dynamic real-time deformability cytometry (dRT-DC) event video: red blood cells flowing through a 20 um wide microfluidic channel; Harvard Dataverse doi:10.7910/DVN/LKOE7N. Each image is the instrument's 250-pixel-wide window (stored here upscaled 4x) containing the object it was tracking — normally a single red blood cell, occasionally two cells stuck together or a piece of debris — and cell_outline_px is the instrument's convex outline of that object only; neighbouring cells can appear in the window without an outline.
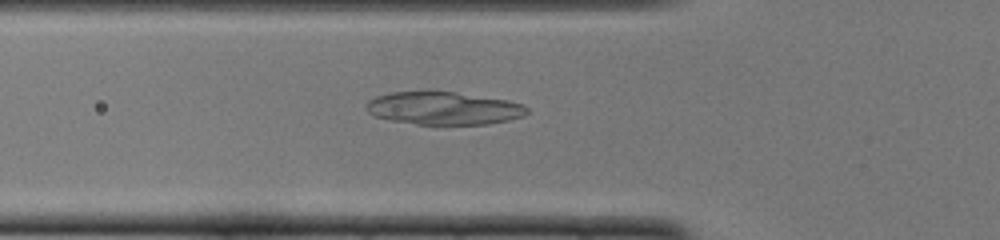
{"species": "common noctule bat (a hibernating species)", "species_latin": "Nyctalus noctula", "temperature_condition": "cold", "stored_images_in_passage": 40, "camera_frame_rate_fps": 3000, "um_per_image_px": 0.085, "animal": {"sex": "female", "body_mass_g": 22.0, "forearm_length_mm": 56.7}, "frame": {"image": 1, "passage_image": 7, "time_ms": 2.0, "image_size_px": [1000, 240], "cell_outline_px": [[528, 112], [524, 116], [508, 120], [488, 124], [416, 124], [392, 120], [376, 116], [368, 112], [364, 108], [364, 104], [368, 100], [376, 96], [392, 92], [456, 92], [508, 100], [524, 104], [528, 108]], "centroid_in_image_um": [37.71, 9.2], "position_along_channel_um": 88.1, "area_um2": 30.69}}
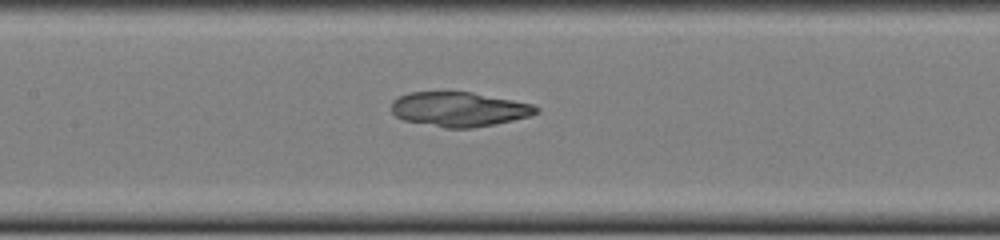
{"frame": {"image": 2, "passage_image": 13, "time_ms": 4.0, "image_size_px": [1000, 240], "cell_outline_px": [[540, 112], [528, 116], [496, 124], [472, 128], [444, 128], [404, 120], [396, 116], [392, 112], [392, 100], [408, 92], [472, 92], [532, 104], [540, 108]], "centroid_in_image_um": [39.02, 9.29], "position_along_channel_um": 168.4, "area_um2": 29.07}}
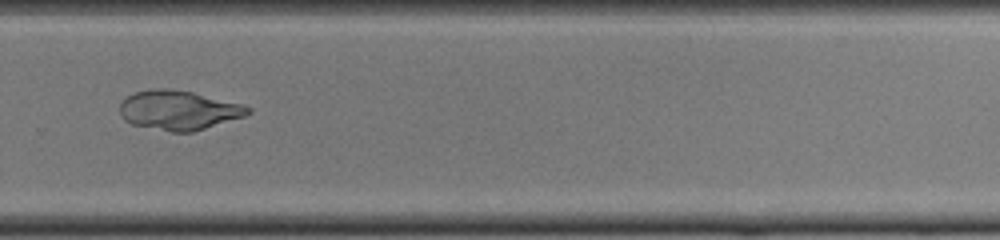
{"frame": {"image": 3, "passage_image": 24, "time_ms": 7.667, "image_size_px": [1000, 240], "cell_outline_px": [[252, 112], [244, 116], [192, 132], [172, 132], [132, 124], [124, 120], [120, 116], [120, 104], [128, 96], [136, 92], [152, 88], [164, 88], [192, 92], [240, 104], [252, 108]], "centroid_in_image_um": [15.16, 9.37], "position_along_channel_um": 314.6, "area_um2": 29.07}}